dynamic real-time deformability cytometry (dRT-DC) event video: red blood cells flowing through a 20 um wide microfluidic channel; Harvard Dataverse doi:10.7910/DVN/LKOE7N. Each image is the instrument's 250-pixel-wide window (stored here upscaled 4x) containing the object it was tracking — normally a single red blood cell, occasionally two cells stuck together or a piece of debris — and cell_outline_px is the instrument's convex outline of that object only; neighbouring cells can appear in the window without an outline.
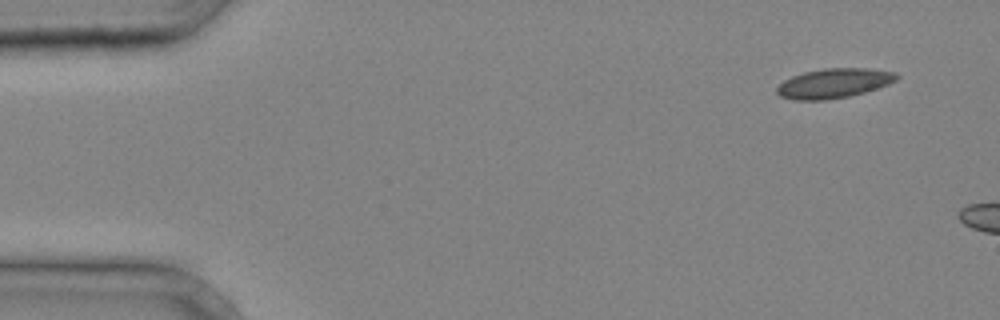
{"species": "common noctule bat (a hibernating species)", "species_latin": "Nyctalus noctula", "temperature_condition": "cold", "stored_images_in_passage": 2, "camera_frame_rate_fps": 3000, "um_per_image_px": 0.085, "animal": {"sex": "male", "body_mass_g": 20.4}, "frame": {"image": 1, "passage_image": 1, "time_ms": 0.0, "image_size_px": [1000, 320], "cell_outline_px": [[900, 76], [896, 80], [888, 84], [864, 92], [848, 96], [828, 100], [792, 100], [780, 96], [776, 92], [776, 88], [784, 80], [792, 76], [804, 72], [824, 68], [868, 68], [896, 72]], "centroid_in_image_um": [70.87, 7.07], "position_along_channel_um": 14.1, "area_um2": 20.69}}